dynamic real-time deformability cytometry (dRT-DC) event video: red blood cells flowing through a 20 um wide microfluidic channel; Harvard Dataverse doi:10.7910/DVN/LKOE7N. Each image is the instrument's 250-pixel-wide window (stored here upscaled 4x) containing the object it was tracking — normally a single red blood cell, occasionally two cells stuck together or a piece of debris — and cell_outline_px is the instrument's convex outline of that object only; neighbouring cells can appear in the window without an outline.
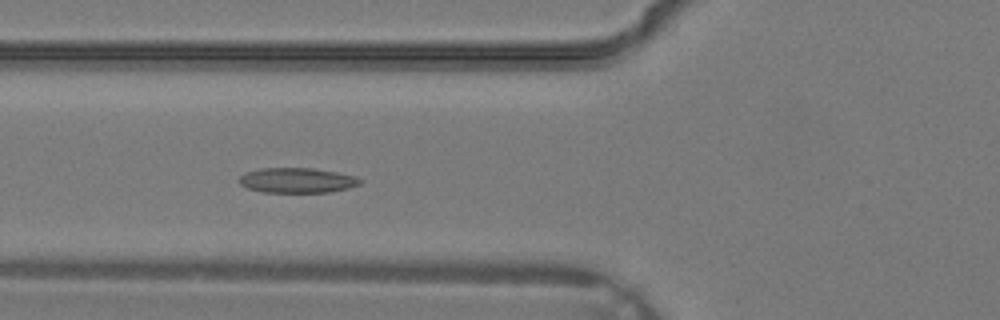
{"species": "common noctule bat (a hibernating species)", "species_latin": "Nyctalus noctula", "temperature_condition": "warm", "stored_images_in_passage": 35, "camera_frame_rate_fps": 3000, "um_per_image_px": 0.085, "animal": {"sex": "male", "body_mass_g": 19.2, "forearm_length_mm": 51.8}, "frame": {"image": 1, "passage_image": 13, "time_ms": 4.0, "image_size_px": [1000, 320], "cell_outline_px": [[360, 184], [348, 188], [328, 192], [260, 192], [248, 188], [240, 184], [236, 180], [244, 172], [260, 168], [312, 168], [336, 172], [356, 176], [360, 180]], "centroid_in_image_um": [25.19, 15.32], "position_along_channel_um": 100.6, "area_um2": 17.69}}
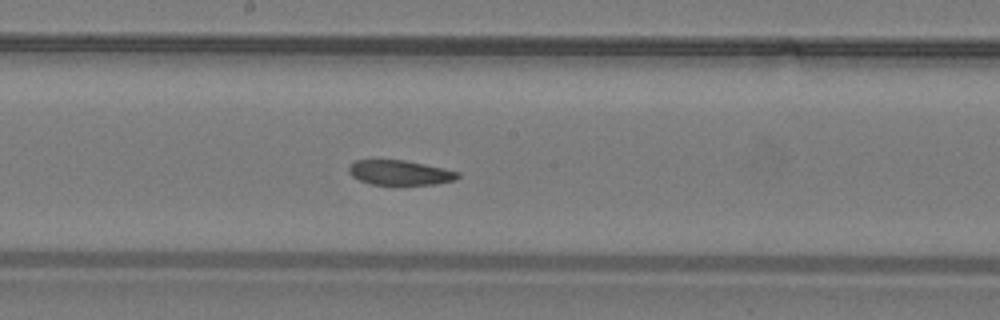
{"frame": {"image": 2, "passage_image": 19, "time_ms": 6.0, "image_size_px": [1000, 320], "cell_outline_px": [[460, 176], [456, 180], [436, 184], [372, 184], [360, 180], [352, 176], [348, 172], [348, 168], [356, 160], [404, 160], [444, 168], [460, 172]], "centroid_in_image_um": [34.03, 14.67], "position_along_channel_um": 214.2, "area_um2": 15.61}}
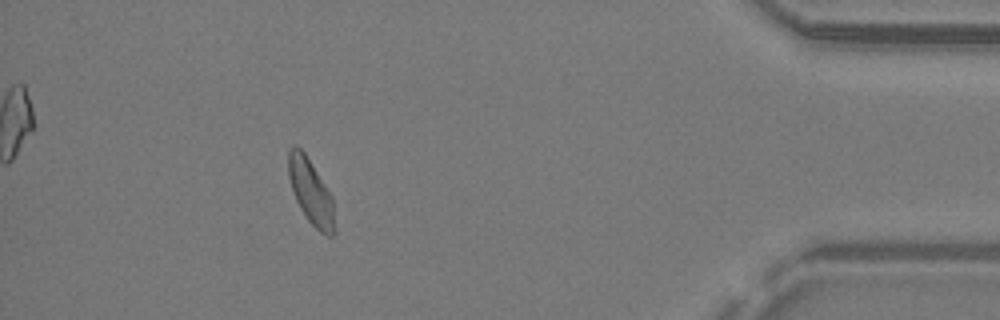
{"frame": {"image": 3, "passage_image": 32, "time_ms": 10.333, "image_size_px": [1000, 320], "cell_outline_px": [[336, 232], [332, 236], [328, 236], [320, 232], [308, 220], [300, 208], [296, 200], [288, 176], [288, 152], [292, 144], [296, 144], [304, 152], [332, 196], [336, 228]], "centroid_in_image_um": [26.43, 16.32], "position_along_channel_um": 408.8, "area_um2": 17.51}}